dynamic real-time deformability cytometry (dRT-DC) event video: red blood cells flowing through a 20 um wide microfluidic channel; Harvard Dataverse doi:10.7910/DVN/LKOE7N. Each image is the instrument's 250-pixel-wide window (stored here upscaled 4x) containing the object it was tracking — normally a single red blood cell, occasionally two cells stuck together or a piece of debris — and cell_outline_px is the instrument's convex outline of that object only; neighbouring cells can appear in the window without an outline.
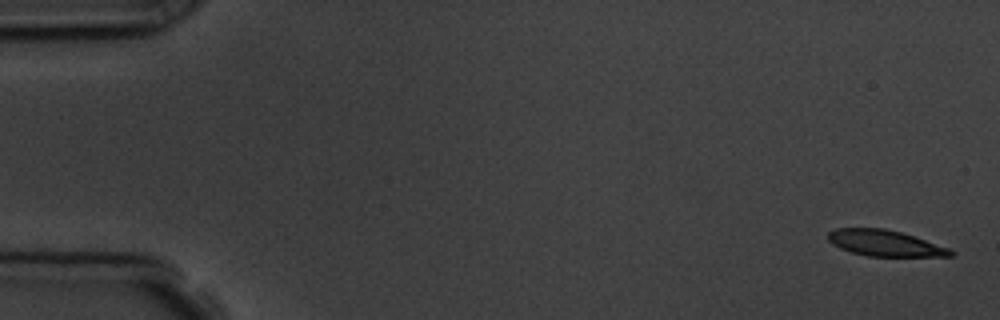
{"species": "common noctule bat (a hibernating species)", "species_latin": "Nyctalus noctula", "temperature_condition": "room temperature", "stored_images_in_passage": 5, "camera_frame_rate_fps": 3000, "um_per_image_px": 0.085, "animal": {"sex": "male", "body_mass_g": 19.5, "forearm_length_mm": 54.6}, "frame": {"image": 1, "passage_image": 1, "time_ms": 0.0, "image_size_px": [1000, 320], "cell_outline_px": [[956, 252], [952, 256], [868, 256], [852, 252], [840, 248], [832, 244], [828, 240], [828, 232], [836, 228], [884, 228], [900, 232], [948, 248]], "centroid_in_image_um": [75.18, 20.66], "position_along_channel_um": 9.8, "area_um2": 18.32}}
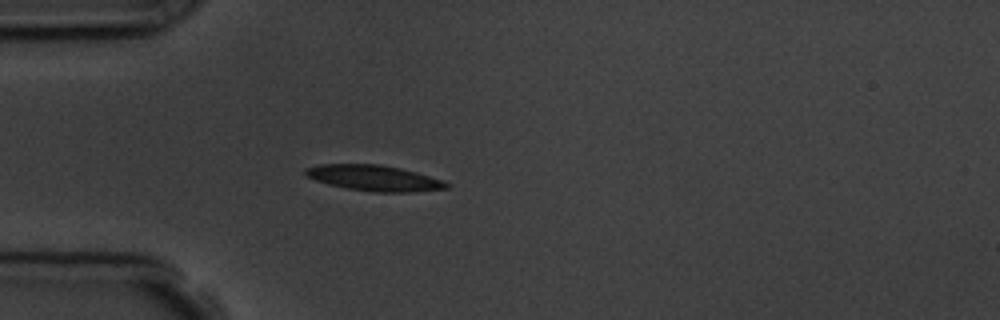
{"frame": {"image": 2, "passage_image": 5, "time_ms": 4.667, "image_size_px": [1000, 320], "cell_outline_px": [[452, 184], [448, 188], [412, 192], [372, 192], [348, 188], [328, 184], [316, 180], [308, 176], [304, 172], [304, 168], [320, 164], [380, 164], [400, 168], [416, 172], [444, 180]], "centroid_in_image_um": [31.84, 15.13], "position_along_channel_um": 53.2, "area_um2": 21.15}}